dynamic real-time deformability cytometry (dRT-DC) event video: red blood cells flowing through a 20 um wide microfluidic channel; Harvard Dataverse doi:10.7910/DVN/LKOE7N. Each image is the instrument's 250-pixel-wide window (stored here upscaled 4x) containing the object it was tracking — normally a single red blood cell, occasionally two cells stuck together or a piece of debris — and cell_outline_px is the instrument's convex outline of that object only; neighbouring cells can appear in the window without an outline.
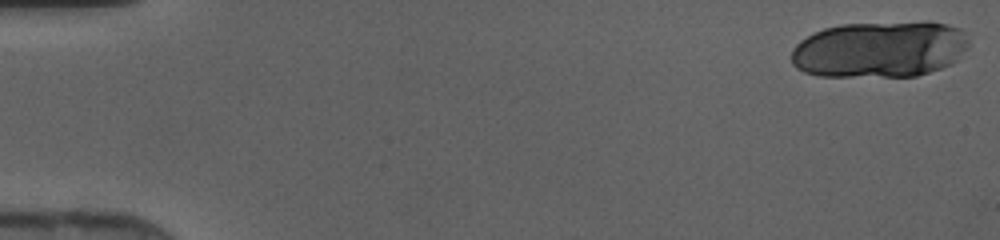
{"species": "human", "species_latin": "Homo sapiens", "temperature_condition": "cold", "stored_images_in_passage": 17, "camera_frame_rate_fps": 3000, "um_per_image_px": 0.085, "donor": {"sex": "female"}, "frame": {"image": 1, "passage_image": 1, "time_ms": 0.0, "image_size_px": [1000, 240], "cell_outline_px": [[968, 48], [952, 64], [916, 76], [820, 76], [804, 72], [796, 68], [792, 64], [792, 48], [800, 40], [824, 28], [840, 24], [924, 20], [928, 20], [948, 24], [960, 28], [964, 32], [968, 40]], "centroid_in_image_um": [74.8, 4.16], "position_along_channel_um": 10.2, "area_um2": 59.19}}